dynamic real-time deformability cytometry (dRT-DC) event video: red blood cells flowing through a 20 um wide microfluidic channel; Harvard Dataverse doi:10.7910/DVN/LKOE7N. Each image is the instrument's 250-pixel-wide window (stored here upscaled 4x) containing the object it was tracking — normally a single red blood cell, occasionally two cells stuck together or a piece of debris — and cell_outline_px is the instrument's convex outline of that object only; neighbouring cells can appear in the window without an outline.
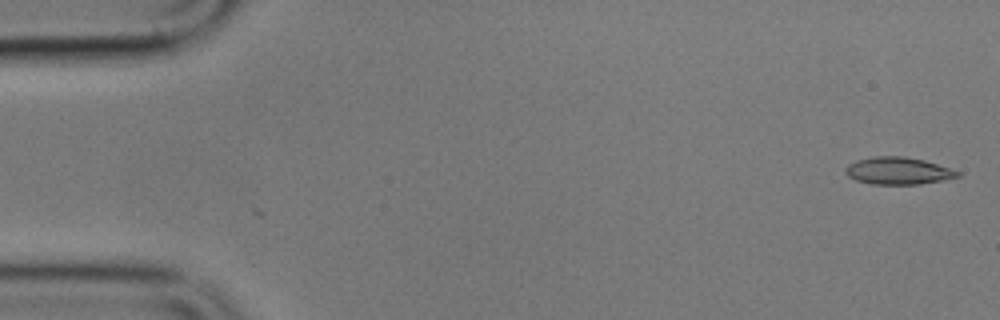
{"species": "common noctule bat (a hibernating species)", "species_latin": "Nyctalus noctula", "temperature_condition": "cold", "stored_images_in_passage": 6, "camera_frame_rate_fps": 3000, "um_per_image_px": 0.085, "animal": {"sex": "male", "body_mass_g": 17.9}, "frame": {"image": 1, "passage_image": 1, "time_ms": 0.0, "image_size_px": [1000, 320], "cell_outline_px": [[960, 176], [944, 180], [920, 184], [872, 184], [856, 180], [848, 176], [844, 172], [844, 168], [848, 164], [856, 160], [872, 156], [904, 156], [924, 160], [960, 172]], "centroid_in_image_um": [76.29, 14.51], "position_along_channel_um": 8.7, "area_um2": 17.8}}